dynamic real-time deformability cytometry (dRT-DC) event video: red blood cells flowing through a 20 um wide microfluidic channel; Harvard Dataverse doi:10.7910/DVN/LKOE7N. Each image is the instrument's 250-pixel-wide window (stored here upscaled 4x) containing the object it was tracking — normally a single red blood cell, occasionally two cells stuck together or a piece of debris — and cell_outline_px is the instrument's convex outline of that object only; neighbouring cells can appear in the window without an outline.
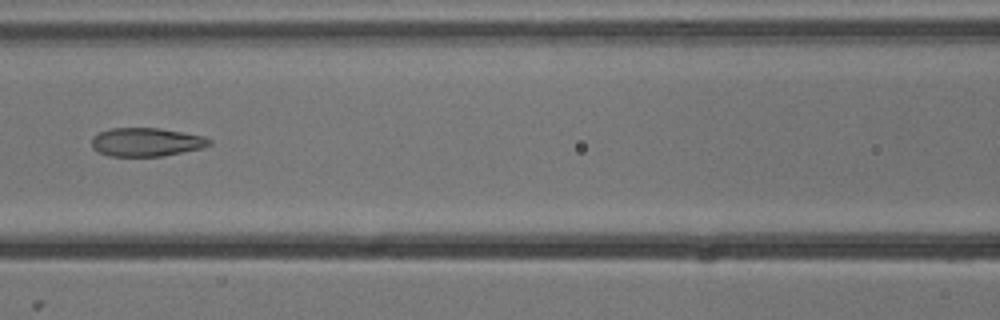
{"species": "common noctule bat (a hibernating species)", "species_latin": "Nyctalus noctula", "temperature_condition": "cold", "stored_images_in_passage": 7, "camera_frame_rate_fps": 3000, "um_per_image_px": 0.085, "animal": {"sex": "male", "body_mass_g": 13.3}, "frame": {"image": 1, "passage_image": 7, "time_ms": 2.0, "image_size_px": [1000, 320], "cell_outline_px": [[212, 144], [204, 148], [164, 156], [108, 156], [92, 148], [92, 136], [100, 132], [112, 128], [160, 128], [204, 136], [212, 140]], "centroid_in_image_um": [12.47, 12.08], "position_along_channel_um": 154.1, "area_um2": 19.71}}